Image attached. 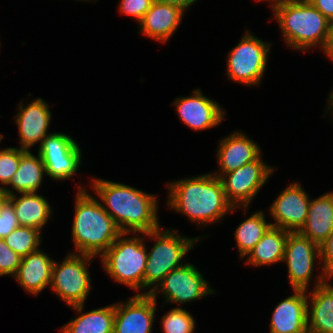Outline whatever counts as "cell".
<instances>
[{"instance_id": "cell-14", "label": "cell", "mask_w": 333, "mask_h": 333, "mask_svg": "<svg viewBox=\"0 0 333 333\" xmlns=\"http://www.w3.org/2000/svg\"><path fill=\"white\" fill-rule=\"evenodd\" d=\"M172 106L182 124L195 132L218 127L227 119L221 104L205 96L200 88H195L189 96L177 97Z\"/></svg>"}, {"instance_id": "cell-27", "label": "cell", "mask_w": 333, "mask_h": 333, "mask_svg": "<svg viewBox=\"0 0 333 333\" xmlns=\"http://www.w3.org/2000/svg\"><path fill=\"white\" fill-rule=\"evenodd\" d=\"M264 210H258L236 226L234 240L239 254V259L243 260L254 246L262 239L263 234L271 226V221L266 220Z\"/></svg>"}, {"instance_id": "cell-38", "label": "cell", "mask_w": 333, "mask_h": 333, "mask_svg": "<svg viewBox=\"0 0 333 333\" xmlns=\"http://www.w3.org/2000/svg\"><path fill=\"white\" fill-rule=\"evenodd\" d=\"M257 2H260V3H264V1L268 2V6L270 5L269 9H271V11H273L275 8L279 7V6H282V5H285V4H288L290 2H295V1H299V0H255Z\"/></svg>"}, {"instance_id": "cell-28", "label": "cell", "mask_w": 333, "mask_h": 333, "mask_svg": "<svg viewBox=\"0 0 333 333\" xmlns=\"http://www.w3.org/2000/svg\"><path fill=\"white\" fill-rule=\"evenodd\" d=\"M4 240L22 258L40 249L44 239L42 231L29 226H18Z\"/></svg>"}, {"instance_id": "cell-30", "label": "cell", "mask_w": 333, "mask_h": 333, "mask_svg": "<svg viewBox=\"0 0 333 333\" xmlns=\"http://www.w3.org/2000/svg\"><path fill=\"white\" fill-rule=\"evenodd\" d=\"M25 150L19 147H7L0 149V190L2 191L18 170L20 157Z\"/></svg>"}, {"instance_id": "cell-31", "label": "cell", "mask_w": 333, "mask_h": 333, "mask_svg": "<svg viewBox=\"0 0 333 333\" xmlns=\"http://www.w3.org/2000/svg\"><path fill=\"white\" fill-rule=\"evenodd\" d=\"M21 257L15 253L5 242L0 239V277H14L18 271Z\"/></svg>"}, {"instance_id": "cell-2", "label": "cell", "mask_w": 333, "mask_h": 333, "mask_svg": "<svg viewBox=\"0 0 333 333\" xmlns=\"http://www.w3.org/2000/svg\"><path fill=\"white\" fill-rule=\"evenodd\" d=\"M90 178L89 189L121 233H147L161 227L157 194L121 182Z\"/></svg>"}, {"instance_id": "cell-4", "label": "cell", "mask_w": 333, "mask_h": 333, "mask_svg": "<svg viewBox=\"0 0 333 333\" xmlns=\"http://www.w3.org/2000/svg\"><path fill=\"white\" fill-rule=\"evenodd\" d=\"M281 36L288 48L304 54L326 45L331 22L308 0L279 6L272 11Z\"/></svg>"}, {"instance_id": "cell-18", "label": "cell", "mask_w": 333, "mask_h": 333, "mask_svg": "<svg viewBox=\"0 0 333 333\" xmlns=\"http://www.w3.org/2000/svg\"><path fill=\"white\" fill-rule=\"evenodd\" d=\"M185 13L175 5L153 1L150 9L138 23V31L149 39L166 44L179 29Z\"/></svg>"}, {"instance_id": "cell-13", "label": "cell", "mask_w": 333, "mask_h": 333, "mask_svg": "<svg viewBox=\"0 0 333 333\" xmlns=\"http://www.w3.org/2000/svg\"><path fill=\"white\" fill-rule=\"evenodd\" d=\"M310 195L299 181L289 183L268 209L271 226L289 232H299L305 225L310 205Z\"/></svg>"}, {"instance_id": "cell-37", "label": "cell", "mask_w": 333, "mask_h": 333, "mask_svg": "<svg viewBox=\"0 0 333 333\" xmlns=\"http://www.w3.org/2000/svg\"><path fill=\"white\" fill-rule=\"evenodd\" d=\"M162 3H167L170 5H175L185 12L189 10L191 6H193L198 0H154Z\"/></svg>"}, {"instance_id": "cell-15", "label": "cell", "mask_w": 333, "mask_h": 333, "mask_svg": "<svg viewBox=\"0 0 333 333\" xmlns=\"http://www.w3.org/2000/svg\"><path fill=\"white\" fill-rule=\"evenodd\" d=\"M21 100L13 121L18 130L19 148L31 151L35 144H38L37 148H39L43 139L50 134L48 129L53 116L49 107L50 103L43 98H32L28 103H25L24 99Z\"/></svg>"}, {"instance_id": "cell-5", "label": "cell", "mask_w": 333, "mask_h": 333, "mask_svg": "<svg viewBox=\"0 0 333 333\" xmlns=\"http://www.w3.org/2000/svg\"><path fill=\"white\" fill-rule=\"evenodd\" d=\"M178 231L170 227L167 229L160 227L146 233L147 260L144 273V294H150L170 271L185 265L187 259H184L191 249L193 250L194 246H198L202 239L204 240L210 235L193 236V238ZM147 240L155 241L149 247Z\"/></svg>"}, {"instance_id": "cell-6", "label": "cell", "mask_w": 333, "mask_h": 333, "mask_svg": "<svg viewBox=\"0 0 333 333\" xmlns=\"http://www.w3.org/2000/svg\"><path fill=\"white\" fill-rule=\"evenodd\" d=\"M99 258L102 269L114 283L144 294L146 233H121Z\"/></svg>"}, {"instance_id": "cell-33", "label": "cell", "mask_w": 333, "mask_h": 333, "mask_svg": "<svg viewBox=\"0 0 333 333\" xmlns=\"http://www.w3.org/2000/svg\"><path fill=\"white\" fill-rule=\"evenodd\" d=\"M154 0H120L119 13L124 16H130L139 23L144 14L150 9Z\"/></svg>"}, {"instance_id": "cell-3", "label": "cell", "mask_w": 333, "mask_h": 333, "mask_svg": "<svg viewBox=\"0 0 333 333\" xmlns=\"http://www.w3.org/2000/svg\"><path fill=\"white\" fill-rule=\"evenodd\" d=\"M81 184L76 189L71 224L73 253L100 257L121 232L88 186Z\"/></svg>"}, {"instance_id": "cell-44", "label": "cell", "mask_w": 333, "mask_h": 333, "mask_svg": "<svg viewBox=\"0 0 333 333\" xmlns=\"http://www.w3.org/2000/svg\"><path fill=\"white\" fill-rule=\"evenodd\" d=\"M327 95H333V88H332V91H330Z\"/></svg>"}, {"instance_id": "cell-32", "label": "cell", "mask_w": 333, "mask_h": 333, "mask_svg": "<svg viewBox=\"0 0 333 333\" xmlns=\"http://www.w3.org/2000/svg\"><path fill=\"white\" fill-rule=\"evenodd\" d=\"M19 225L18 219L15 214L13 203L4 197L0 201V239H4Z\"/></svg>"}, {"instance_id": "cell-9", "label": "cell", "mask_w": 333, "mask_h": 333, "mask_svg": "<svg viewBox=\"0 0 333 333\" xmlns=\"http://www.w3.org/2000/svg\"><path fill=\"white\" fill-rule=\"evenodd\" d=\"M62 261H54L50 291L68 307L86 304L92 292L89 267L95 257L69 252Z\"/></svg>"}, {"instance_id": "cell-39", "label": "cell", "mask_w": 333, "mask_h": 333, "mask_svg": "<svg viewBox=\"0 0 333 333\" xmlns=\"http://www.w3.org/2000/svg\"><path fill=\"white\" fill-rule=\"evenodd\" d=\"M327 103H326V110L325 113H323L322 117L328 116V114L330 115L332 121H333V95H328L327 96Z\"/></svg>"}, {"instance_id": "cell-19", "label": "cell", "mask_w": 333, "mask_h": 333, "mask_svg": "<svg viewBox=\"0 0 333 333\" xmlns=\"http://www.w3.org/2000/svg\"><path fill=\"white\" fill-rule=\"evenodd\" d=\"M293 291V294L275 305L269 333H302L308 329L307 291Z\"/></svg>"}, {"instance_id": "cell-36", "label": "cell", "mask_w": 333, "mask_h": 333, "mask_svg": "<svg viewBox=\"0 0 333 333\" xmlns=\"http://www.w3.org/2000/svg\"><path fill=\"white\" fill-rule=\"evenodd\" d=\"M325 58H329L333 62V23L330 25L328 39L324 49L321 51Z\"/></svg>"}, {"instance_id": "cell-10", "label": "cell", "mask_w": 333, "mask_h": 333, "mask_svg": "<svg viewBox=\"0 0 333 333\" xmlns=\"http://www.w3.org/2000/svg\"><path fill=\"white\" fill-rule=\"evenodd\" d=\"M216 292L199 268L193 263L187 262L180 268L170 271L150 295L156 302L159 296L165 300L161 308L170 303L182 308L189 302L198 301L214 295Z\"/></svg>"}, {"instance_id": "cell-1", "label": "cell", "mask_w": 333, "mask_h": 333, "mask_svg": "<svg viewBox=\"0 0 333 333\" xmlns=\"http://www.w3.org/2000/svg\"><path fill=\"white\" fill-rule=\"evenodd\" d=\"M167 207L185 215L196 227H206L219 222L237 210L246 215L249 207H233L227 200L220 178L211 172L167 181Z\"/></svg>"}, {"instance_id": "cell-20", "label": "cell", "mask_w": 333, "mask_h": 333, "mask_svg": "<svg viewBox=\"0 0 333 333\" xmlns=\"http://www.w3.org/2000/svg\"><path fill=\"white\" fill-rule=\"evenodd\" d=\"M54 261L50 254L40 248L22 257L13 278L24 291L37 298L50 287Z\"/></svg>"}, {"instance_id": "cell-22", "label": "cell", "mask_w": 333, "mask_h": 333, "mask_svg": "<svg viewBox=\"0 0 333 333\" xmlns=\"http://www.w3.org/2000/svg\"><path fill=\"white\" fill-rule=\"evenodd\" d=\"M7 198L13 203L20 226H29L40 231L51 220L53 207L49 200L38 192L17 193Z\"/></svg>"}, {"instance_id": "cell-43", "label": "cell", "mask_w": 333, "mask_h": 333, "mask_svg": "<svg viewBox=\"0 0 333 333\" xmlns=\"http://www.w3.org/2000/svg\"><path fill=\"white\" fill-rule=\"evenodd\" d=\"M302 333H313V332H311L309 329H307V330H305V331L302 332Z\"/></svg>"}, {"instance_id": "cell-35", "label": "cell", "mask_w": 333, "mask_h": 333, "mask_svg": "<svg viewBox=\"0 0 333 333\" xmlns=\"http://www.w3.org/2000/svg\"><path fill=\"white\" fill-rule=\"evenodd\" d=\"M331 23H333V0H308Z\"/></svg>"}, {"instance_id": "cell-11", "label": "cell", "mask_w": 333, "mask_h": 333, "mask_svg": "<svg viewBox=\"0 0 333 333\" xmlns=\"http://www.w3.org/2000/svg\"><path fill=\"white\" fill-rule=\"evenodd\" d=\"M36 153L42 159L46 176L58 182L75 179L84 158L79 143L64 131L48 134Z\"/></svg>"}, {"instance_id": "cell-21", "label": "cell", "mask_w": 333, "mask_h": 333, "mask_svg": "<svg viewBox=\"0 0 333 333\" xmlns=\"http://www.w3.org/2000/svg\"><path fill=\"white\" fill-rule=\"evenodd\" d=\"M333 278L307 291L308 329L313 333H333Z\"/></svg>"}, {"instance_id": "cell-26", "label": "cell", "mask_w": 333, "mask_h": 333, "mask_svg": "<svg viewBox=\"0 0 333 333\" xmlns=\"http://www.w3.org/2000/svg\"><path fill=\"white\" fill-rule=\"evenodd\" d=\"M288 233L282 228L270 226L243 262L251 267H269L282 263Z\"/></svg>"}, {"instance_id": "cell-29", "label": "cell", "mask_w": 333, "mask_h": 333, "mask_svg": "<svg viewBox=\"0 0 333 333\" xmlns=\"http://www.w3.org/2000/svg\"><path fill=\"white\" fill-rule=\"evenodd\" d=\"M163 333H194L196 320L185 308L175 307L161 316L159 321Z\"/></svg>"}, {"instance_id": "cell-24", "label": "cell", "mask_w": 333, "mask_h": 333, "mask_svg": "<svg viewBox=\"0 0 333 333\" xmlns=\"http://www.w3.org/2000/svg\"><path fill=\"white\" fill-rule=\"evenodd\" d=\"M333 230V191L310 199L305 225L299 231L303 236L320 245Z\"/></svg>"}, {"instance_id": "cell-17", "label": "cell", "mask_w": 333, "mask_h": 333, "mask_svg": "<svg viewBox=\"0 0 333 333\" xmlns=\"http://www.w3.org/2000/svg\"><path fill=\"white\" fill-rule=\"evenodd\" d=\"M220 139L215 153L218 169L211 171L218 178L257 160L263 153L260 145L241 130Z\"/></svg>"}, {"instance_id": "cell-42", "label": "cell", "mask_w": 333, "mask_h": 333, "mask_svg": "<svg viewBox=\"0 0 333 333\" xmlns=\"http://www.w3.org/2000/svg\"><path fill=\"white\" fill-rule=\"evenodd\" d=\"M4 138H5L4 135L0 133V142H2Z\"/></svg>"}, {"instance_id": "cell-41", "label": "cell", "mask_w": 333, "mask_h": 333, "mask_svg": "<svg viewBox=\"0 0 333 333\" xmlns=\"http://www.w3.org/2000/svg\"><path fill=\"white\" fill-rule=\"evenodd\" d=\"M5 197V195L3 194V192L0 190V201Z\"/></svg>"}, {"instance_id": "cell-25", "label": "cell", "mask_w": 333, "mask_h": 333, "mask_svg": "<svg viewBox=\"0 0 333 333\" xmlns=\"http://www.w3.org/2000/svg\"><path fill=\"white\" fill-rule=\"evenodd\" d=\"M45 176L46 170L40 155L26 151L20 157L18 170L2 192L5 197L17 193L40 192Z\"/></svg>"}, {"instance_id": "cell-34", "label": "cell", "mask_w": 333, "mask_h": 333, "mask_svg": "<svg viewBox=\"0 0 333 333\" xmlns=\"http://www.w3.org/2000/svg\"><path fill=\"white\" fill-rule=\"evenodd\" d=\"M322 270L333 278V230L327 239L319 245Z\"/></svg>"}, {"instance_id": "cell-8", "label": "cell", "mask_w": 333, "mask_h": 333, "mask_svg": "<svg viewBox=\"0 0 333 333\" xmlns=\"http://www.w3.org/2000/svg\"><path fill=\"white\" fill-rule=\"evenodd\" d=\"M282 263L287 265V277L292 290L308 291L329 279L320 266L319 245L300 232L288 233ZM315 268L321 270L317 273L318 275L315 274L316 276L314 275V272L317 271ZM311 281H313L312 287H310Z\"/></svg>"}, {"instance_id": "cell-40", "label": "cell", "mask_w": 333, "mask_h": 333, "mask_svg": "<svg viewBox=\"0 0 333 333\" xmlns=\"http://www.w3.org/2000/svg\"><path fill=\"white\" fill-rule=\"evenodd\" d=\"M75 1H81V2L83 1V2H88V3L91 1L92 3H95L98 0H75Z\"/></svg>"}, {"instance_id": "cell-16", "label": "cell", "mask_w": 333, "mask_h": 333, "mask_svg": "<svg viewBox=\"0 0 333 333\" xmlns=\"http://www.w3.org/2000/svg\"><path fill=\"white\" fill-rule=\"evenodd\" d=\"M127 301L115 302L113 333H152L157 302L150 294H135Z\"/></svg>"}, {"instance_id": "cell-12", "label": "cell", "mask_w": 333, "mask_h": 333, "mask_svg": "<svg viewBox=\"0 0 333 333\" xmlns=\"http://www.w3.org/2000/svg\"><path fill=\"white\" fill-rule=\"evenodd\" d=\"M262 157L220 177L225 196L233 207H250L276 171L277 167L268 165Z\"/></svg>"}, {"instance_id": "cell-7", "label": "cell", "mask_w": 333, "mask_h": 333, "mask_svg": "<svg viewBox=\"0 0 333 333\" xmlns=\"http://www.w3.org/2000/svg\"><path fill=\"white\" fill-rule=\"evenodd\" d=\"M245 29L241 40L226 53V77L247 87H257L267 70L272 43Z\"/></svg>"}, {"instance_id": "cell-23", "label": "cell", "mask_w": 333, "mask_h": 333, "mask_svg": "<svg viewBox=\"0 0 333 333\" xmlns=\"http://www.w3.org/2000/svg\"><path fill=\"white\" fill-rule=\"evenodd\" d=\"M78 315L60 327L59 333H113L115 303L85 311V304L71 306Z\"/></svg>"}]
</instances>
